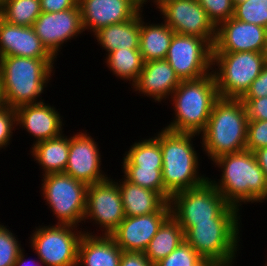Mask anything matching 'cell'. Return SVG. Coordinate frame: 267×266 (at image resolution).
I'll use <instances>...</instances> for the list:
<instances>
[{
  "mask_svg": "<svg viewBox=\"0 0 267 266\" xmlns=\"http://www.w3.org/2000/svg\"><path fill=\"white\" fill-rule=\"evenodd\" d=\"M211 163L222 175L220 179H208L229 205L241 210L242 204L267 201V180L253 152L245 149L224 154Z\"/></svg>",
  "mask_w": 267,
  "mask_h": 266,
  "instance_id": "cell-1",
  "label": "cell"
},
{
  "mask_svg": "<svg viewBox=\"0 0 267 266\" xmlns=\"http://www.w3.org/2000/svg\"><path fill=\"white\" fill-rule=\"evenodd\" d=\"M56 58L0 57V80L6 106L13 109L44 101ZM40 98L41 100H39Z\"/></svg>",
  "mask_w": 267,
  "mask_h": 266,
  "instance_id": "cell-2",
  "label": "cell"
},
{
  "mask_svg": "<svg viewBox=\"0 0 267 266\" xmlns=\"http://www.w3.org/2000/svg\"><path fill=\"white\" fill-rule=\"evenodd\" d=\"M195 136L200 135L174 132L165 128L160 131L164 199L167 202L173 194L197 187L208 179L198 170L201 158L192 141Z\"/></svg>",
  "mask_w": 267,
  "mask_h": 266,
  "instance_id": "cell-3",
  "label": "cell"
},
{
  "mask_svg": "<svg viewBox=\"0 0 267 266\" xmlns=\"http://www.w3.org/2000/svg\"><path fill=\"white\" fill-rule=\"evenodd\" d=\"M248 118L240 99L219 97L200 133L201 147L211 161L246 149Z\"/></svg>",
  "mask_w": 267,
  "mask_h": 266,
  "instance_id": "cell-4",
  "label": "cell"
},
{
  "mask_svg": "<svg viewBox=\"0 0 267 266\" xmlns=\"http://www.w3.org/2000/svg\"><path fill=\"white\" fill-rule=\"evenodd\" d=\"M170 98L175 116L163 128L200 135L208 124L215 101L219 98L213 73L200 79L181 81Z\"/></svg>",
  "mask_w": 267,
  "mask_h": 266,
  "instance_id": "cell-5",
  "label": "cell"
},
{
  "mask_svg": "<svg viewBox=\"0 0 267 266\" xmlns=\"http://www.w3.org/2000/svg\"><path fill=\"white\" fill-rule=\"evenodd\" d=\"M169 204L171 215L184 233L195 223L241 218L240 210L229 205L209 179L197 187L173 194Z\"/></svg>",
  "mask_w": 267,
  "mask_h": 266,
  "instance_id": "cell-6",
  "label": "cell"
},
{
  "mask_svg": "<svg viewBox=\"0 0 267 266\" xmlns=\"http://www.w3.org/2000/svg\"><path fill=\"white\" fill-rule=\"evenodd\" d=\"M266 64L264 52H212V73L219 97L240 99Z\"/></svg>",
  "mask_w": 267,
  "mask_h": 266,
  "instance_id": "cell-7",
  "label": "cell"
},
{
  "mask_svg": "<svg viewBox=\"0 0 267 266\" xmlns=\"http://www.w3.org/2000/svg\"><path fill=\"white\" fill-rule=\"evenodd\" d=\"M240 223L241 219H212V222L195 223L184 233L185 241L201 257L234 266L232 264L240 253Z\"/></svg>",
  "mask_w": 267,
  "mask_h": 266,
  "instance_id": "cell-8",
  "label": "cell"
},
{
  "mask_svg": "<svg viewBox=\"0 0 267 266\" xmlns=\"http://www.w3.org/2000/svg\"><path fill=\"white\" fill-rule=\"evenodd\" d=\"M42 178L40 191L45 204L58 220L56 224H83L88 185L65 173H51Z\"/></svg>",
  "mask_w": 267,
  "mask_h": 266,
  "instance_id": "cell-9",
  "label": "cell"
},
{
  "mask_svg": "<svg viewBox=\"0 0 267 266\" xmlns=\"http://www.w3.org/2000/svg\"><path fill=\"white\" fill-rule=\"evenodd\" d=\"M77 227L51 224L33 230L29 244L44 266H77L78 247L84 234V229Z\"/></svg>",
  "mask_w": 267,
  "mask_h": 266,
  "instance_id": "cell-10",
  "label": "cell"
},
{
  "mask_svg": "<svg viewBox=\"0 0 267 266\" xmlns=\"http://www.w3.org/2000/svg\"><path fill=\"white\" fill-rule=\"evenodd\" d=\"M212 52L205 39L175 33L165 59L180 81L196 80L212 73Z\"/></svg>",
  "mask_w": 267,
  "mask_h": 266,
  "instance_id": "cell-11",
  "label": "cell"
},
{
  "mask_svg": "<svg viewBox=\"0 0 267 266\" xmlns=\"http://www.w3.org/2000/svg\"><path fill=\"white\" fill-rule=\"evenodd\" d=\"M125 218L121 192L116 179H107L88 185L86 220L94 223L101 230V235H111Z\"/></svg>",
  "mask_w": 267,
  "mask_h": 266,
  "instance_id": "cell-12",
  "label": "cell"
},
{
  "mask_svg": "<svg viewBox=\"0 0 267 266\" xmlns=\"http://www.w3.org/2000/svg\"><path fill=\"white\" fill-rule=\"evenodd\" d=\"M158 9L164 23L175 33L197 36L214 46L216 27L198 0H169Z\"/></svg>",
  "mask_w": 267,
  "mask_h": 266,
  "instance_id": "cell-13",
  "label": "cell"
},
{
  "mask_svg": "<svg viewBox=\"0 0 267 266\" xmlns=\"http://www.w3.org/2000/svg\"><path fill=\"white\" fill-rule=\"evenodd\" d=\"M42 44L57 59L64 43L82 35L80 7L60 12H42L32 25Z\"/></svg>",
  "mask_w": 267,
  "mask_h": 266,
  "instance_id": "cell-14",
  "label": "cell"
},
{
  "mask_svg": "<svg viewBox=\"0 0 267 266\" xmlns=\"http://www.w3.org/2000/svg\"><path fill=\"white\" fill-rule=\"evenodd\" d=\"M86 132L69 136V157L64 173L86 185H92L108 176L101 168L102 155L98 143Z\"/></svg>",
  "mask_w": 267,
  "mask_h": 266,
  "instance_id": "cell-15",
  "label": "cell"
},
{
  "mask_svg": "<svg viewBox=\"0 0 267 266\" xmlns=\"http://www.w3.org/2000/svg\"><path fill=\"white\" fill-rule=\"evenodd\" d=\"M266 29L232 17L216 28L213 52H264Z\"/></svg>",
  "mask_w": 267,
  "mask_h": 266,
  "instance_id": "cell-16",
  "label": "cell"
},
{
  "mask_svg": "<svg viewBox=\"0 0 267 266\" xmlns=\"http://www.w3.org/2000/svg\"><path fill=\"white\" fill-rule=\"evenodd\" d=\"M84 31L99 29L132 19L139 11L137 0H78Z\"/></svg>",
  "mask_w": 267,
  "mask_h": 266,
  "instance_id": "cell-17",
  "label": "cell"
},
{
  "mask_svg": "<svg viewBox=\"0 0 267 266\" xmlns=\"http://www.w3.org/2000/svg\"><path fill=\"white\" fill-rule=\"evenodd\" d=\"M171 212H154L141 216H125L111 234L123 251L145 252L150 240Z\"/></svg>",
  "mask_w": 267,
  "mask_h": 266,
  "instance_id": "cell-18",
  "label": "cell"
},
{
  "mask_svg": "<svg viewBox=\"0 0 267 266\" xmlns=\"http://www.w3.org/2000/svg\"><path fill=\"white\" fill-rule=\"evenodd\" d=\"M17 129L26 130L32 138L33 145L38 142L60 136L64 131L63 116L60 112L44 101L24 105L16 109Z\"/></svg>",
  "mask_w": 267,
  "mask_h": 266,
  "instance_id": "cell-19",
  "label": "cell"
},
{
  "mask_svg": "<svg viewBox=\"0 0 267 266\" xmlns=\"http://www.w3.org/2000/svg\"><path fill=\"white\" fill-rule=\"evenodd\" d=\"M180 82L167 60L159 59L144 63L137 81L131 88L133 91H138L137 93L152 98V101L161 103L163 100L170 99Z\"/></svg>",
  "mask_w": 267,
  "mask_h": 266,
  "instance_id": "cell-20",
  "label": "cell"
},
{
  "mask_svg": "<svg viewBox=\"0 0 267 266\" xmlns=\"http://www.w3.org/2000/svg\"><path fill=\"white\" fill-rule=\"evenodd\" d=\"M55 58L32 26L13 25L0 17V57Z\"/></svg>",
  "mask_w": 267,
  "mask_h": 266,
  "instance_id": "cell-21",
  "label": "cell"
},
{
  "mask_svg": "<svg viewBox=\"0 0 267 266\" xmlns=\"http://www.w3.org/2000/svg\"><path fill=\"white\" fill-rule=\"evenodd\" d=\"M87 231V232H86ZM78 247L77 266H120L123 250L111 235H98L86 228Z\"/></svg>",
  "mask_w": 267,
  "mask_h": 266,
  "instance_id": "cell-22",
  "label": "cell"
},
{
  "mask_svg": "<svg viewBox=\"0 0 267 266\" xmlns=\"http://www.w3.org/2000/svg\"><path fill=\"white\" fill-rule=\"evenodd\" d=\"M125 216H141L154 212H171L170 204L158 192L140 187L124 177L117 180Z\"/></svg>",
  "mask_w": 267,
  "mask_h": 266,
  "instance_id": "cell-23",
  "label": "cell"
},
{
  "mask_svg": "<svg viewBox=\"0 0 267 266\" xmlns=\"http://www.w3.org/2000/svg\"><path fill=\"white\" fill-rule=\"evenodd\" d=\"M93 36L106 51V56L117 49H139L140 11L126 22L99 29Z\"/></svg>",
  "mask_w": 267,
  "mask_h": 266,
  "instance_id": "cell-24",
  "label": "cell"
},
{
  "mask_svg": "<svg viewBox=\"0 0 267 266\" xmlns=\"http://www.w3.org/2000/svg\"><path fill=\"white\" fill-rule=\"evenodd\" d=\"M140 10L139 50L144 62L165 59L175 32L161 23L144 22V14ZM143 15V16H142Z\"/></svg>",
  "mask_w": 267,
  "mask_h": 266,
  "instance_id": "cell-25",
  "label": "cell"
},
{
  "mask_svg": "<svg viewBox=\"0 0 267 266\" xmlns=\"http://www.w3.org/2000/svg\"><path fill=\"white\" fill-rule=\"evenodd\" d=\"M31 156L43 172L42 176L51 173H64L69 157V137L60 136L41 141L30 148Z\"/></svg>",
  "mask_w": 267,
  "mask_h": 266,
  "instance_id": "cell-26",
  "label": "cell"
},
{
  "mask_svg": "<svg viewBox=\"0 0 267 266\" xmlns=\"http://www.w3.org/2000/svg\"><path fill=\"white\" fill-rule=\"evenodd\" d=\"M183 241H185L184 230L179 222L170 215L159 227L157 233L150 240L145 256L155 265L167 257Z\"/></svg>",
  "mask_w": 267,
  "mask_h": 266,
  "instance_id": "cell-27",
  "label": "cell"
},
{
  "mask_svg": "<svg viewBox=\"0 0 267 266\" xmlns=\"http://www.w3.org/2000/svg\"><path fill=\"white\" fill-rule=\"evenodd\" d=\"M123 155V167L162 168L160 131L154 137L134 142Z\"/></svg>",
  "mask_w": 267,
  "mask_h": 266,
  "instance_id": "cell-28",
  "label": "cell"
},
{
  "mask_svg": "<svg viewBox=\"0 0 267 266\" xmlns=\"http://www.w3.org/2000/svg\"><path fill=\"white\" fill-rule=\"evenodd\" d=\"M106 66L118 79L129 81L131 86L137 81L144 67L139 49H117L105 58Z\"/></svg>",
  "mask_w": 267,
  "mask_h": 266,
  "instance_id": "cell-29",
  "label": "cell"
},
{
  "mask_svg": "<svg viewBox=\"0 0 267 266\" xmlns=\"http://www.w3.org/2000/svg\"><path fill=\"white\" fill-rule=\"evenodd\" d=\"M42 13L40 0H9L0 8V17L6 22L30 27Z\"/></svg>",
  "mask_w": 267,
  "mask_h": 266,
  "instance_id": "cell-30",
  "label": "cell"
},
{
  "mask_svg": "<svg viewBox=\"0 0 267 266\" xmlns=\"http://www.w3.org/2000/svg\"><path fill=\"white\" fill-rule=\"evenodd\" d=\"M122 172L127 181L158 192L164 198L162 168L122 167Z\"/></svg>",
  "mask_w": 267,
  "mask_h": 266,
  "instance_id": "cell-31",
  "label": "cell"
},
{
  "mask_svg": "<svg viewBox=\"0 0 267 266\" xmlns=\"http://www.w3.org/2000/svg\"><path fill=\"white\" fill-rule=\"evenodd\" d=\"M233 18L267 28V0H246L236 5Z\"/></svg>",
  "mask_w": 267,
  "mask_h": 266,
  "instance_id": "cell-32",
  "label": "cell"
},
{
  "mask_svg": "<svg viewBox=\"0 0 267 266\" xmlns=\"http://www.w3.org/2000/svg\"><path fill=\"white\" fill-rule=\"evenodd\" d=\"M7 227L0 224V266H14L23 249L17 235Z\"/></svg>",
  "mask_w": 267,
  "mask_h": 266,
  "instance_id": "cell-33",
  "label": "cell"
},
{
  "mask_svg": "<svg viewBox=\"0 0 267 266\" xmlns=\"http://www.w3.org/2000/svg\"><path fill=\"white\" fill-rule=\"evenodd\" d=\"M198 2L216 28L234 15L232 0H198Z\"/></svg>",
  "mask_w": 267,
  "mask_h": 266,
  "instance_id": "cell-34",
  "label": "cell"
},
{
  "mask_svg": "<svg viewBox=\"0 0 267 266\" xmlns=\"http://www.w3.org/2000/svg\"><path fill=\"white\" fill-rule=\"evenodd\" d=\"M200 258L201 256L186 241H183L155 266H193Z\"/></svg>",
  "mask_w": 267,
  "mask_h": 266,
  "instance_id": "cell-35",
  "label": "cell"
},
{
  "mask_svg": "<svg viewBox=\"0 0 267 266\" xmlns=\"http://www.w3.org/2000/svg\"><path fill=\"white\" fill-rule=\"evenodd\" d=\"M267 147V120L248 121L246 150L254 152Z\"/></svg>",
  "mask_w": 267,
  "mask_h": 266,
  "instance_id": "cell-36",
  "label": "cell"
},
{
  "mask_svg": "<svg viewBox=\"0 0 267 266\" xmlns=\"http://www.w3.org/2000/svg\"><path fill=\"white\" fill-rule=\"evenodd\" d=\"M17 126L16 109L6 106L0 111V150L10 145Z\"/></svg>",
  "mask_w": 267,
  "mask_h": 266,
  "instance_id": "cell-37",
  "label": "cell"
},
{
  "mask_svg": "<svg viewBox=\"0 0 267 266\" xmlns=\"http://www.w3.org/2000/svg\"><path fill=\"white\" fill-rule=\"evenodd\" d=\"M248 121L267 120V96L261 98H240Z\"/></svg>",
  "mask_w": 267,
  "mask_h": 266,
  "instance_id": "cell-38",
  "label": "cell"
},
{
  "mask_svg": "<svg viewBox=\"0 0 267 266\" xmlns=\"http://www.w3.org/2000/svg\"><path fill=\"white\" fill-rule=\"evenodd\" d=\"M267 96V64L260 75L252 82L241 98H261Z\"/></svg>",
  "mask_w": 267,
  "mask_h": 266,
  "instance_id": "cell-39",
  "label": "cell"
},
{
  "mask_svg": "<svg viewBox=\"0 0 267 266\" xmlns=\"http://www.w3.org/2000/svg\"><path fill=\"white\" fill-rule=\"evenodd\" d=\"M120 266H155L143 252L123 251Z\"/></svg>",
  "mask_w": 267,
  "mask_h": 266,
  "instance_id": "cell-40",
  "label": "cell"
},
{
  "mask_svg": "<svg viewBox=\"0 0 267 266\" xmlns=\"http://www.w3.org/2000/svg\"><path fill=\"white\" fill-rule=\"evenodd\" d=\"M78 0H40L42 12H60L74 8Z\"/></svg>",
  "mask_w": 267,
  "mask_h": 266,
  "instance_id": "cell-41",
  "label": "cell"
},
{
  "mask_svg": "<svg viewBox=\"0 0 267 266\" xmlns=\"http://www.w3.org/2000/svg\"><path fill=\"white\" fill-rule=\"evenodd\" d=\"M253 153L256 157L258 165L263 170L267 180V147L257 149Z\"/></svg>",
  "mask_w": 267,
  "mask_h": 266,
  "instance_id": "cell-42",
  "label": "cell"
},
{
  "mask_svg": "<svg viewBox=\"0 0 267 266\" xmlns=\"http://www.w3.org/2000/svg\"><path fill=\"white\" fill-rule=\"evenodd\" d=\"M24 251H25L24 248L20 251V253L18 255V258L16 259V262H15V265L14 266H30V265H28L30 263V261L32 263L34 261H36L35 259L34 260L33 259H29V258L26 259L25 256H27V255H25V252ZM39 264H40V266H44L43 262L40 259H39V261L36 262V264L34 263L35 266H38Z\"/></svg>",
  "mask_w": 267,
  "mask_h": 266,
  "instance_id": "cell-43",
  "label": "cell"
},
{
  "mask_svg": "<svg viewBox=\"0 0 267 266\" xmlns=\"http://www.w3.org/2000/svg\"><path fill=\"white\" fill-rule=\"evenodd\" d=\"M193 266H231V265L217 263L209 258L201 257Z\"/></svg>",
  "mask_w": 267,
  "mask_h": 266,
  "instance_id": "cell-44",
  "label": "cell"
},
{
  "mask_svg": "<svg viewBox=\"0 0 267 266\" xmlns=\"http://www.w3.org/2000/svg\"><path fill=\"white\" fill-rule=\"evenodd\" d=\"M151 2H153V4H155L156 6V9L159 8L161 5H163L166 1H169V0H149ZM148 0H137V3H138V6H139V9L143 11V7L145 5L143 4H147L149 2ZM147 2V3H146Z\"/></svg>",
  "mask_w": 267,
  "mask_h": 266,
  "instance_id": "cell-45",
  "label": "cell"
},
{
  "mask_svg": "<svg viewBox=\"0 0 267 266\" xmlns=\"http://www.w3.org/2000/svg\"><path fill=\"white\" fill-rule=\"evenodd\" d=\"M5 107H6V104H5L3 90L1 86V80H0V111Z\"/></svg>",
  "mask_w": 267,
  "mask_h": 266,
  "instance_id": "cell-46",
  "label": "cell"
},
{
  "mask_svg": "<svg viewBox=\"0 0 267 266\" xmlns=\"http://www.w3.org/2000/svg\"><path fill=\"white\" fill-rule=\"evenodd\" d=\"M264 54H265L266 57H267V29H266V38H265Z\"/></svg>",
  "mask_w": 267,
  "mask_h": 266,
  "instance_id": "cell-47",
  "label": "cell"
},
{
  "mask_svg": "<svg viewBox=\"0 0 267 266\" xmlns=\"http://www.w3.org/2000/svg\"><path fill=\"white\" fill-rule=\"evenodd\" d=\"M246 0H232L234 7L242 2H245Z\"/></svg>",
  "mask_w": 267,
  "mask_h": 266,
  "instance_id": "cell-48",
  "label": "cell"
},
{
  "mask_svg": "<svg viewBox=\"0 0 267 266\" xmlns=\"http://www.w3.org/2000/svg\"><path fill=\"white\" fill-rule=\"evenodd\" d=\"M9 0H0V8L5 5Z\"/></svg>",
  "mask_w": 267,
  "mask_h": 266,
  "instance_id": "cell-49",
  "label": "cell"
}]
</instances>
